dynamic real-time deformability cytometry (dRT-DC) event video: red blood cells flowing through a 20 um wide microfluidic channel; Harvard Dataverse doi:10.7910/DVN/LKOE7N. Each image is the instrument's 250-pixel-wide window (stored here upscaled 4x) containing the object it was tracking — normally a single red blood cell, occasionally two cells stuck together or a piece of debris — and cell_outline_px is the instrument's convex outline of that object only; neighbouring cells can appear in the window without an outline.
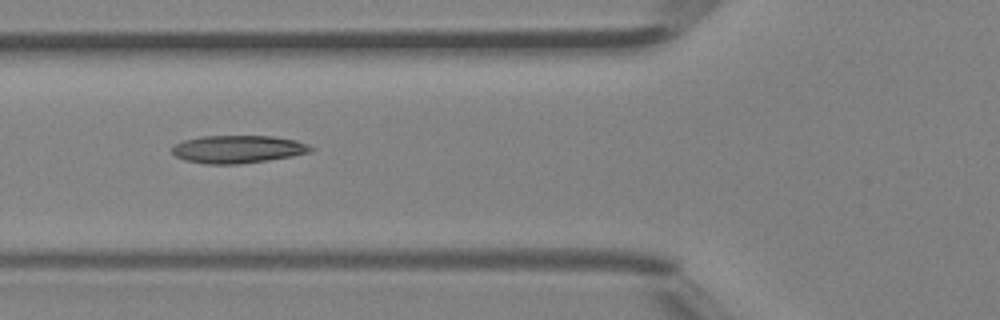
{"species": "Egyptian fruit bat (a non-hibernating species)", "species_latin": "Rousettus aegyptiacus", "temperature_condition": "room temperature", "stored_images_in_passage": 2, "camera_frame_rate_fps": 3000, "um_per_image_px": 0.085, "animal": {"sex": "female"}, "frame": {"image": 1, "passage_image": 2, "time_ms": 0.333, "image_size_px": [1000, 320], "cell_outline_px": [[316, 148], [312, 152], [292, 156], [268, 160], [240, 164], [204, 164], [184, 160], [176, 156], [172, 152], [172, 148], [176, 144], [184, 140], [200, 136], [272, 136], [296, 140], [308, 144]], "centroid_in_image_um": [20.25, 12.68], "position_along_channel_um": 105.5, "area_um2": 22.6}}